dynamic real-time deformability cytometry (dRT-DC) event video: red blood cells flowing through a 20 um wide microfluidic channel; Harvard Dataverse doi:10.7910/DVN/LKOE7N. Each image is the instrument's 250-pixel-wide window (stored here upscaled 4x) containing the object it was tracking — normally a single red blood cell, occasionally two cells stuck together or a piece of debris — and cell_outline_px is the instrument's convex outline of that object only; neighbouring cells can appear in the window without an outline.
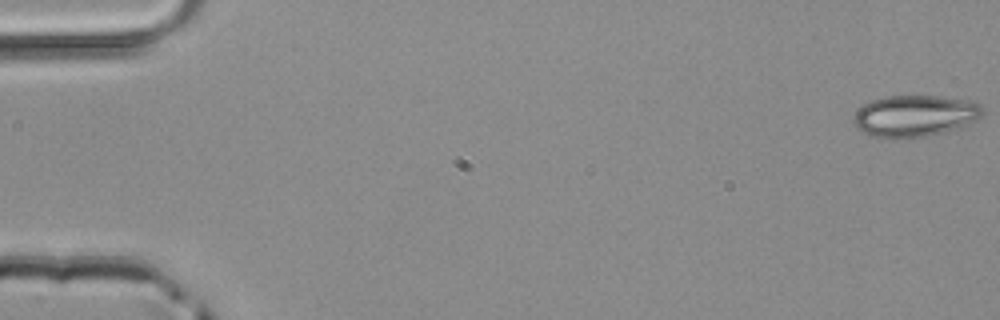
{"species": "common noctule bat (a hibernating species)", "species_latin": "Nyctalus noctula", "temperature_condition": "room temperature", "stored_images_in_passage": 15, "camera_frame_rate_fps": 3000, "um_per_image_px": 0.085, "animal": {"sex": "male", "body_mass_g": 20.4}, "frame": {"image": 1, "passage_image": 1, "time_ms": 0.0, "image_size_px": [1000, 320], "cell_outline_px": [[984, 112], [976, 120], [956, 128], [928, 136], [868, 136], [856, 128], [852, 120], [856, 112], [868, 100], [888, 96], [936, 96], [968, 100], [980, 104], [984, 108]], "centroid_in_image_um": [77.74, 9.82], "position_along_channel_um": 7.3, "area_um2": 30.75}}